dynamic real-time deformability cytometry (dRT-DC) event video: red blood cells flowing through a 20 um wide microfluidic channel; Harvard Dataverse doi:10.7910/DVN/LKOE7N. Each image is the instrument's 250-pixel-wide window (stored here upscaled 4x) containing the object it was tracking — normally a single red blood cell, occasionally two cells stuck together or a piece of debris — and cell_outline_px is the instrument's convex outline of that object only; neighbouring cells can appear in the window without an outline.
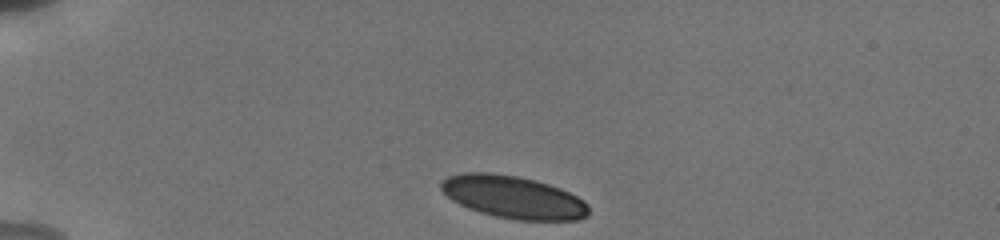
{"species": "human", "species_latin": "Homo sapiens", "temperature_condition": "cold", "stored_images_in_passage": 9, "camera_frame_rate_fps": 3000, "um_per_image_px": 0.085, "donor": {"sex": "male"}, "frame": {"image": 1, "passage_image": 1, "time_ms": 0.0, "image_size_px": [1000, 240], "cell_outline_px": [[588, 216], [576, 220], [516, 220], [496, 216], [480, 212], [468, 208], [452, 200], [440, 188], [440, 180], [448, 176], [464, 172], [488, 172], [516, 176], [536, 180], [560, 188], [584, 200], [588, 204]], "centroid_in_image_um": [43.62, 16.75], "position_along_channel_um": 41.4, "area_um2": 36.59}}
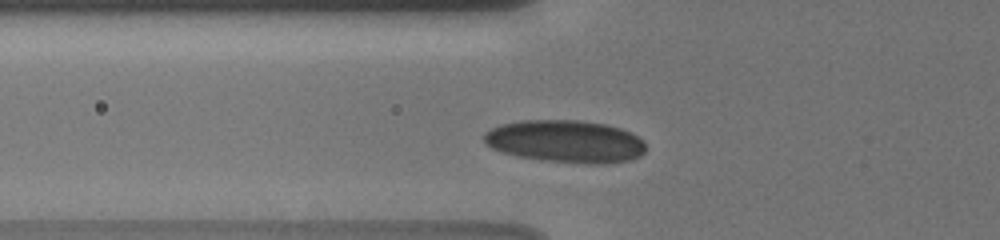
{"frame": {"image": 2, "passage_image": 6, "time_ms": 2.333, "image_size_px": [1000, 240], "cell_outline_px": [[644, 152], [640, 156], [628, 160], [592, 164], [588, 164], [540, 160], [520, 156], [504, 152], [492, 148], [484, 140], [484, 132], [492, 128], [504, 124], [520, 120], [584, 120], [608, 124], [632, 132], [644, 140]], "centroid_in_image_um": [48.1, 12.0], "position_along_channel_um": 77.7, "area_um2": 40.0}}
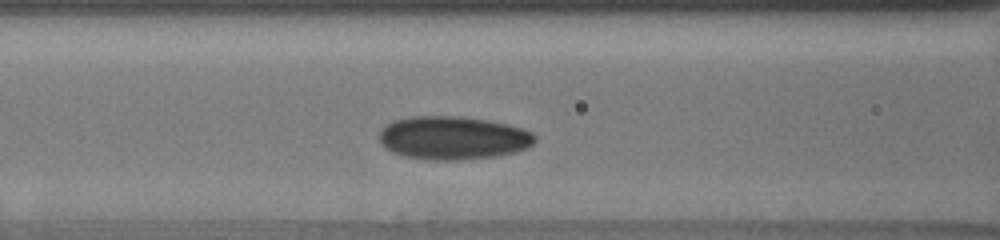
{"frame": {"image": 3, "passage_image": 9, "time_ms": 3.667, "image_size_px": [1000, 240], "cell_outline_px": [[536, 140], [528, 148], [516, 152], [496, 156], [456, 160], [424, 160], [404, 156], [392, 152], [384, 148], [380, 140], [380, 132], [384, 124], [392, 120], [408, 116], [464, 116], [488, 120], [508, 124], [532, 132], [536, 136]], "centroid_in_image_um": [38.48, 11.71], "position_along_channel_um": 128.1, "area_um2": 39.77}}